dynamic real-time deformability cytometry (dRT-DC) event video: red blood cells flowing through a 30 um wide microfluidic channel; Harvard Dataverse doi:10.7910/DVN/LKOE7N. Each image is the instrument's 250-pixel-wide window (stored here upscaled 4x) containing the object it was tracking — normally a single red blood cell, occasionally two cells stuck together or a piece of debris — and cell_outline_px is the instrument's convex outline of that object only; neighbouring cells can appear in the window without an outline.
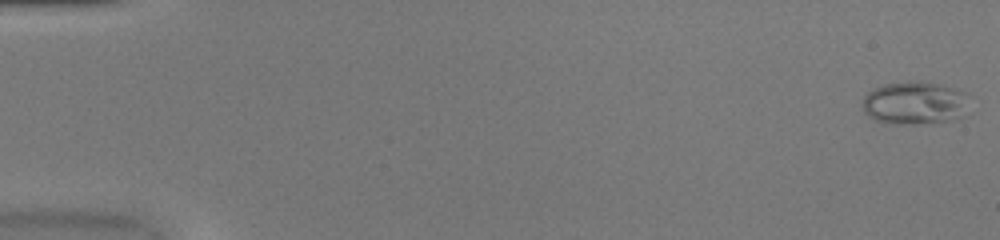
{"species": "common noctule bat (a hibernating species)", "species_latin": "Nyctalus noctula", "temperature_condition": "warm", "stored_images_in_passage": 51, "camera_frame_rate_fps": 3000, "um_per_image_px": 0.085, "animal": {"sex": "female", "body_mass_g": 20.0, "forearm_length_mm": 54.0}, "frame": {"image": 1, "passage_image": 1, "time_ms": 0.0, "image_size_px": [1000, 240], "cell_outline_px": [[968, 96], [964, 116], [952, 120], [916, 124], [896, 124], [876, 120], [868, 116], [864, 112], [864, 96], [872, 88], [884, 84], [908, 80], [920, 80], [944, 84], [968, 92]], "centroid_in_image_um": [77.78, 8.72], "position_along_channel_um": 7.2, "area_um2": 27.28}}
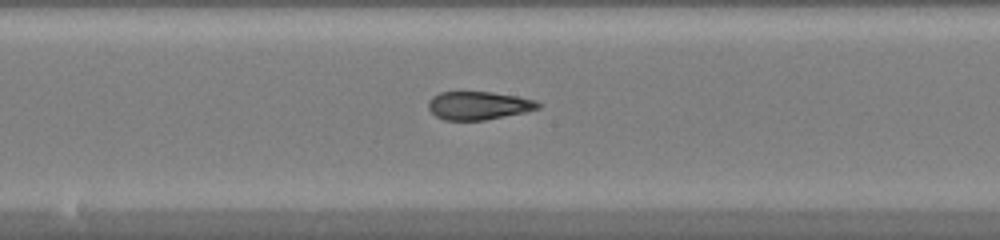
{"frame": {"image": 2, "passage_image": 28, "time_ms": 9.0, "image_size_px": [1000, 240], "cell_outline_px": [[544, 104], [540, 108], [524, 112], [484, 120], [444, 120], [436, 116], [428, 108], [428, 100], [432, 96], [440, 92], [492, 92], [516, 96], [536, 100]], "centroid_in_image_um": [40.68, 8.96], "position_along_channel_um": 207.5, "area_um2": 18.09}}
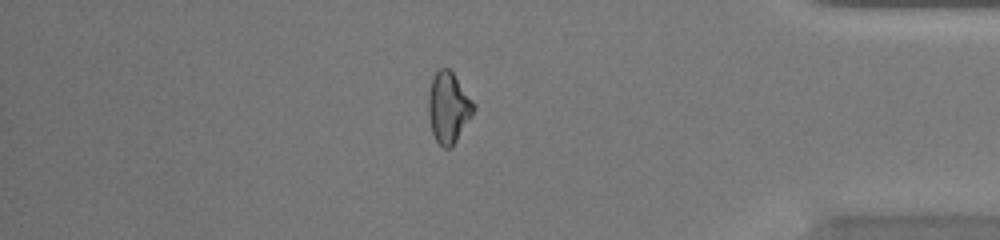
{"frame": {"image": 3, "passage_image": 44, "time_ms": 14.333, "image_size_px": [1000, 240], "cell_outline_px": [[476, 108], [472, 116], [452, 148], [444, 148], [436, 140], [432, 132], [428, 116], [428, 92], [432, 76], [440, 68], [448, 68], [452, 72], [476, 104]], "centroid_in_image_um": [38.12, 9.14], "position_along_channel_um": 397.1, "area_um2": 18.9}, "authors_computed_cell_mechanics": {"area_um2": 19.4208, "velocity_mm_per_s": 4.0862, "shape_relaxation_time_tau1_ms": null, "shape_relaxation_time_tau2_ms": 1.0168, "deformation_change_tau1": null, "deformation_change_tau2": 0.0608}}